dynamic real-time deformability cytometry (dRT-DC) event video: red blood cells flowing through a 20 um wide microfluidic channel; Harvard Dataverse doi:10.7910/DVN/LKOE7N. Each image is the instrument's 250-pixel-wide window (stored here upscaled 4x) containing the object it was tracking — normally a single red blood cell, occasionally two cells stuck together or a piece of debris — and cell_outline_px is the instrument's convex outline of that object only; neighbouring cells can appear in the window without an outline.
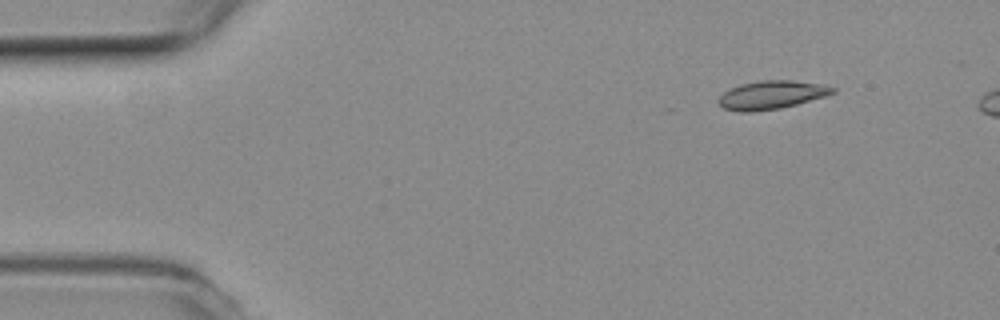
{"species": "common noctule bat (a hibernating species)", "species_latin": "Nyctalus noctula", "temperature_condition": "room temperature", "stored_images_in_passage": 4, "camera_frame_rate_fps": 3000, "um_per_image_px": 0.085, "animal": {"sex": "female", "body_mass_g": 19.3, "forearm_length_mm": 54.1}, "frame": {"image": 1, "passage_image": 1, "time_ms": 0.0, "image_size_px": [1000, 320], "cell_outline_px": [[836, 92], [824, 96], [796, 104], [780, 108], [752, 112], [740, 112], [724, 108], [716, 100], [724, 92], [740, 84], [760, 80], [792, 80], [824, 84], [836, 88]], "centroid_in_image_um": [65.58, 8.06], "position_along_channel_um": 19.4, "area_um2": 18.84}}